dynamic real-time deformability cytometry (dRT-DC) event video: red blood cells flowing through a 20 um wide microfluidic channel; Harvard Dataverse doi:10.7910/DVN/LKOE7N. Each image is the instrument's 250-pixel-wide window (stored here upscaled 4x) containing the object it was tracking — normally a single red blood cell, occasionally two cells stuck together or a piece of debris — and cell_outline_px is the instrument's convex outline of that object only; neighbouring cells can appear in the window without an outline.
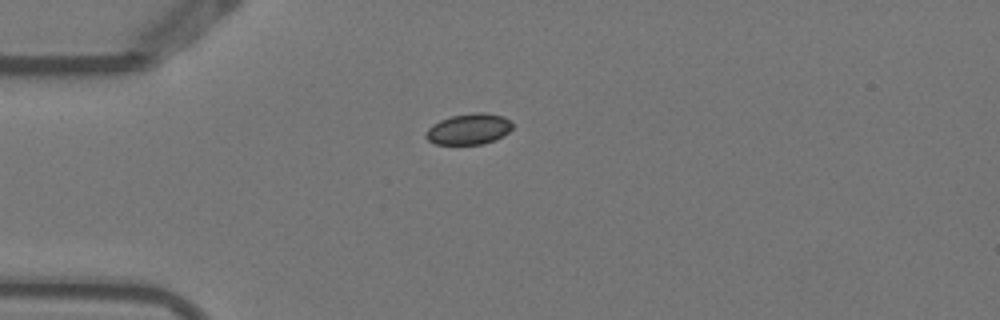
{"species": "Egyptian fruit bat (a non-hibernating species)", "species_latin": "Rousettus aegyptiacus", "temperature_condition": "warm", "stored_images_in_passage": 3, "camera_frame_rate_fps": 3000, "um_per_image_px": 0.085, "animal": {"sex": "female"}, "frame": {"image": 1, "passage_image": 3, "time_ms": 0.667, "image_size_px": [1000, 320], "cell_outline_px": [[512, 128], [508, 132], [484, 144], [436, 144], [428, 140], [424, 136], [424, 132], [432, 124], [440, 120], [452, 116], [472, 112], [484, 112], [504, 116], [512, 124]], "centroid_in_image_um": [39.8, 10.96], "position_along_channel_um": 45.2, "area_um2": 15.55}}